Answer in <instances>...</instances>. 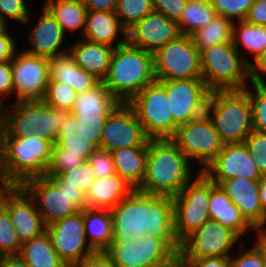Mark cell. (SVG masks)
Instances as JSON below:
<instances>
[{
    "label": "cell",
    "instance_id": "cell-39",
    "mask_svg": "<svg viewBox=\"0 0 266 267\" xmlns=\"http://www.w3.org/2000/svg\"><path fill=\"white\" fill-rule=\"evenodd\" d=\"M152 11V0H117L115 14L127 31Z\"/></svg>",
    "mask_w": 266,
    "mask_h": 267
},
{
    "label": "cell",
    "instance_id": "cell-21",
    "mask_svg": "<svg viewBox=\"0 0 266 267\" xmlns=\"http://www.w3.org/2000/svg\"><path fill=\"white\" fill-rule=\"evenodd\" d=\"M219 185L239 208L246 221L257 232H266V215L263 213L259 200V181L240 176L224 180Z\"/></svg>",
    "mask_w": 266,
    "mask_h": 267
},
{
    "label": "cell",
    "instance_id": "cell-36",
    "mask_svg": "<svg viewBox=\"0 0 266 267\" xmlns=\"http://www.w3.org/2000/svg\"><path fill=\"white\" fill-rule=\"evenodd\" d=\"M71 111L47 106L42 100H36V134L55 144L58 133L69 119Z\"/></svg>",
    "mask_w": 266,
    "mask_h": 267
},
{
    "label": "cell",
    "instance_id": "cell-54",
    "mask_svg": "<svg viewBox=\"0 0 266 267\" xmlns=\"http://www.w3.org/2000/svg\"><path fill=\"white\" fill-rule=\"evenodd\" d=\"M72 267H115L111 259L104 251H95L93 254L86 256L80 262L75 263Z\"/></svg>",
    "mask_w": 266,
    "mask_h": 267
},
{
    "label": "cell",
    "instance_id": "cell-27",
    "mask_svg": "<svg viewBox=\"0 0 266 267\" xmlns=\"http://www.w3.org/2000/svg\"><path fill=\"white\" fill-rule=\"evenodd\" d=\"M49 81L65 82L77 94L91 90L101 82L78 66L69 52L49 59Z\"/></svg>",
    "mask_w": 266,
    "mask_h": 267
},
{
    "label": "cell",
    "instance_id": "cell-4",
    "mask_svg": "<svg viewBox=\"0 0 266 267\" xmlns=\"http://www.w3.org/2000/svg\"><path fill=\"white\" fill-rule=\"evenodd\" d=\"M52 145L37 134L3 137L0 172L9 185H21L29 178L45 176Z\"/></svg>",
    "mask_w": 266,
    "mask_h": 267
},
{
    "label": "cell",
    "instance_id": "cell-49",
    "mask_svg": "<svg viewBox=\"0 0 266 267\" xmlns=\"http://www.w3.org/2000/svg\"><path fill=\"white\" fill-rule=\"evenodd\" d=\"M258 241L252 248L240 256L229 257V267H263L261 258V232H258Z\"/></svg>",
    "mask_w": 266,
    "mask_h": 267
},
{
    "label": "cell",
    "instance_id": "cell-26",
    "mask_svg": "<svg viewBox=\"0 0 266 267\" xmlns=\"http://www.w3.org/2000/svg\"><path fill=\"white\" fill-rule=\"evenodd\" d=\"M208 213L210 219L232 229L240 237L250 229L257 234V231L241 215L239 208L231 201L221 186L212 180Z\"/></svg>",
    "mask_w": 266,
    "mask_h": 267
},
{
    "label": "cell",
    "instance_id": "cell-14",
    "mask_svg": "<svg viewBox=\"0 0 266 267\" xmlns=\"http://www.w3.org/2000/svg\"><path fill=\"white\" fill-rule=\"evenodd\" d=\"M46 232L52 247L68 267L95 252L85 237L83 210L53 222Z\"/></svg>",
    "mask_w": 266,
    "mask_h": 267
},
{
    "label": "cell",
    "instance_id": "cell-51",
    "mask_svg": "<svg viewBox=\"0 0 266 267\" xmlns=\"http://www.w3.org/2000/svg\"><path fill=\"white\" fill-rule=\"evenodd\" d=\"M179 267H229V258L204 257L199 259H178Z\"/></svg>",
    "mask_w": 266,
    "mask_h": 267
},
{
    "label": "cell",
    "instance_id": "cell-22",
    "mask_svg": "<svg viewBox=\"0 0 266 267\" xmlns=\"http://www.w3.org/2000/svg\"><path fill=\"white\" fill-rule=\"evenodd\" d=\"M42 9L38 22L29 32L28 41L31 42L32 47L24 51L50 59L67 53L65 50H59L66 36L51 13L45 7Z\"/></svg>",
    "mask_w": 266,
    "mask_h": 267
},
{
    "label": "cell",
    "instance_id": "cell-37",
    "mask_svg": "<svg viewBox=\"0 0 266 267\" xmlns=\"http://www.w3.org/2000/svg\"><path fill=\"white\" fill-rule=\"evenodd\" d=\"M233 24L226 17L216 15L208 25L195 31L191 37L198 52L201 54L212 46L232 42Z\"/></svg>",
    "mask_w": 266,
    "mask_h": 267
},
{
    "label": "cell",
    "instance_id": "cell-24",
    "mask_svg": "<svg viewBox=\"0 0 266 267\" xmlns=\"http://www.w3.org/2000/svg\"><path fill=\"white\" fill-rule=\"evenodd\" d=\"M67 51L78 66L102 82L106 77L114 48L79 37L78 41Z\"/></svg>",
    "mask_w": 266,
    "mask_h": 267
},
{
    "label": "cell",
    "instance_id": "cell-2",
    "mask_svg": "<svg viewBox=\"0 0 266 267\" xmlns=\"http://www.w3.org/2000/svg\"><path fill=\"white\" fill-rule=\"evenodd\" d=\"M191 163L170 139H150L145 175L136 190L174 198L193 178Z\"/></svg>",
    "mask_w": 266,
    "mask_h": 267
},
{
    "label": "cell",
    "instance_id": "cell-20",
    "mask_svg": "<svg viewBox=\"0 0 266 267\" xmlns=\"http://www.w3.org/2000/svg\"><path fill=\"white\" fill-rule=\"evenodd\" d=\"M180 35L177 22L153 10L127 30L126 40L133 46L154 53Z\"/></svg>",
    "mask_w": 266,
    "mask_h": 267
},
{
    "label": "cell",
    "instance_id": "cell-42",
    "mask_svg": "<svg viewBox=\"0 0 266 267\" xmlns=\"http://www.w3.org/2000/svg\"><path fill=\"white\" fill-rule=\"evenodd\" d=\"M250 84L254 91L248 86L244 90L249 94L252 105L253 130L266 133V84Z\"/></svg>",
    "mask_w": 266,
    "mask_h": 267
},
{
    "label": "cell",
    "instance_id": "cell-48",
    "mask_svg": "<svg viewBox=\"0 0 266 267\" xmlns=\"http://www.w3.org/2000/svg\"><path fill=\"white\" fill-rule=\"evenodd\" d=\"M96 177H106L116 174L112 154L108 150L98 148L88 159Z\"/></svg>",
    "mask_w": 266,
    "mask_h": 267
},
{
    "label": "cell",
    "instance_id": "cell-19",
    "mask_svg": "<svg viewBox=\"0 0 266 267\" xmlns=\"http://www.w3.org/2000/svg\"><path fill=\"white\" fill-rule=\"evenodd\" d=\"M204 173L218 185L240 176L252 181L263 178L244 143L224 144Z\"/></svg>",
    "mask_w": 266,
    "mask_h": 267
},
{
    "label": "cell",
    "instance_id": "cell-60",
    "mask_svg": "<svg viewBox=\"0 0 266 267\" xmlns=\"http://www.w3.org/2000/svg\"><path fill=\"white\" fill-rule=\"evenodd\" d=\"M259 200L263 213L266 215V177L259 180Z\"/></svg>",
    "mask_w": 266,
    "mask_h": 267
},
{
    "label": "cell",
    "instance_id": "cell-23",
    "mask_svg": "<svg viewBox=\"0 0 266 267\" xmlns=\"http://www.w3.org/2000/svg\"><path fill=\"white\" fill-rule=\"evenodd\" d=\"M120 33L121 39H118ZM127 31L122 27L115 12L88 11L81 37L85 40L116 48L124 44ZM118 39V40H117Z\"/></svg>",
    "mask_w": 266,
    "mask_h": 267
},
{
    "label": "cell",
    "instance_id": "cell-55",
    "mask_svg": "<svg viewBox=\"0 0 266 267\" xmlns=\"http://www.w3.org/2000/svg\"><path fill=\"white\" fill-rule=\"evenodd\" d=\"M244 21L254 25L266 26V0H254Z\"/></svg>",
    "mask_w": 266,
    "mask_h": 267
},
{
    "label": "cell",
    "instance_id": "cell-45",
    "mask_svg": "<svg viewBox=\"0 0 266 267\" xmlns=\"http://www.w3.org/2000/svg\"><path fill=\"white\" fill-rule=\"evenodd\" d=\"M254 0H211L216 14L235 22L243 21Z\"/></svg>",
    "mask_w": 266,
    "mask_h": 267
},
{
    "label": "cell",
    "instance_id": "cell-53",
    "mask_svg": "<svg viewBox=\"0 0 266 267\" xmlns=\"http://www.w3.org/2000/svg\"><path fill=\"white\" fill-rule=\"evenodd\" d=\"M263 74V75H261ZM266 76V50L259 54L253 61L249 64V82L266 84L263 79Z\"/></svg>",
    "mask_w": 266,
    "mask_h": 267
},
{
    "label": "cell",
    "instance_id": "cell-64",
    "mask_svg": "<svg viewBox=\"0 0 266 267\" xmlns=\"http://www.w3.org/2000/svg\"><path fill=\"white\" fill-rule=\"evenodd\" d=\"M7 27V25L0 19V33Z\"/></svg>",
    "mask_w": 266,
    "mask_h": 267
},
{
    "label": "cell",
    "instance_id": "cell-38",
    "mask_svg": "<svg viewBox=\"0 0 266 267\" xmlns=\"http://www.w3.org/2000/svg\"><path fill=\"white\" fill-rule=\"evenodd\" d=\"M216 15L211 0H188L177 22L181 35L191 36L208 25Z\"/></svg>",
    "mask_w": 266,
    "mask_h": 267
},
{
    "label": "cell",
    "instance_id": "cell-5",
    "mask_svg": "<svg viewBox=\"0 0 266 267\" xmlns=\"http://www.w3.org/2000/svg\"><path fill=\"white\" fill-rule=\"evenodd\" d=\"M205 113L224 144L243 143L253 130L252 105L245 90L211 91Z\"/></svg>",
    "mask_w": 266,
    "mask_h": 267
},
{
    "label": "cell",
    "instance_id": "cell-13",
    "mask_svg": "<svg viewBox=\"0 0 266 267\" xmlns=\"http://www.w3.org/2000/svg\"><path fill=\"white\" fill-rule=\"evenodd\" d=\"M239 238L232 229L209 219L180 243L178 259L229 258V250L239 244Z\"/></svg>",
    "mask_w": 266,
    "mask_h": 267
},
{
    "label": "cell",
    "instance_id": "cell-43",
    "mask_svg": "<svg viewBox=\"0 0 266 267\" xmlns=\"http://www.w3.org/2000/svg\"><path fill=\"white\" fill-rule=\"evenodd\" d=\"M83 162L84 159L78 154L66 153L65 149L53 144L46 176H58L60 173L74 169Z\"/></svg>",
    "mask_w": 266,
    "mask_h": 267
},
{
    "label": "cell",
    "instance_id": "cell-30",
    "mask_svg": "<svg viewBox=\"0 0 266 267\" xmlns=\"http://www.w3.org/2000/svg\"><path fill=\"white\" fill-rule=\"evenodd\" d=\"M3 110V137H26L36 134V100L16 101Z\"/></svg>",
    "mask_w": 266,
    "mask_h": 267
},
{
    "label": "cell",
    "instance_id": "cell-29",
    "mask_svg": "<svg viewBox=\"0 0 266 267\" xmlns=\"http://www.w3.org/2000/svg\"><path fill=\"white\" fill-rule=\"evenodd\" d=\"M148 146L120 148L111 152L116 174L133 189H137L144 178Z\"/></svg>",
    "mask_w": 266,
    "mask_h": 267
},
{
    "label": "cell",
    "instance_id": "cell-1",
    "mask_svg": "<svg viewBox=\"0 0 266 267\" xmlns=\"http://www.w3.org/2000/svg\"><path fill=\"white\" fill-rule=\"evenodd\" d=\"M113 241L125 245L129 240L149 234L163 238L177 253L179 243L174 234L173 200L166 196L148 195L134 189L110 209Z\"/></svg>",
    "mask_w": 266,
    "mask_h": 267
},
{
    "label": "cell",
    "instance_id": "cell-9",
    "mask_svg": "<svg viewBox=\"0 0 266 267\" xmlns=\"http://www.w3.org/2000/svg\"><path fill=\"white\" fill-rule=\"evenodd\" d=\"M128 104L150 139H170L178 127L170 111L164 84L155 80L136 94Z\"/></svg>",
    "mask_w": 266,
    "mask_h": 267
},
{
    "label": "cell",
    "instance_id": "cell-3",
    "mask_svg": "<svg viewBox=\"0 0 266 267\" xmlns=\"http://www.w3.org/2000/svg\"><path fill=\"white\" fill-rule=\"evenodd\" d=\"M155 80L153 53L126 41L114 48L102 83L119 102L128 103Z\"/></svg>",
    "mask_w": 266,
    "mask_h": 267
},
{
    "label": "cell",
    "instance_id": "cell-57",
    "mask_svg": "<svg viewBox=\"0 0 266 267\" xmlns=\"http://www.w3.org/2000/svg\"><path fill=\"white\" fill-rule=\"evenodd\" d=\"M13 92L11 60L0 62V96H7Z\"/></svg>",
    "mask_w": 266,
    "mask_h": 267
},
{
    "label": "cell",
    "instance_id": "cell-32",
    "mask_svg": "<svg viewBox=\"0 0 266 267\" xmlns=\"http://www.w3.org/2000/svg\"><path fill=\"white\" fill-rule=\"evenodd\" d=\"M66 153L78 154L87 160L99 147L87 136L81 122L72 113L58 133L55 142Z\"/></svg>",
    "mask_w": 266,
    "mask_h": 267
},
{
    "label": "cell",
    "instance_id": "cell-46",
    "mask_svg": "<svg viewBox=\"0 0 266 267\" xmlns=\"http://www.w3.org/2000/svg\"><path fill=\"white\" fill-rule=\"evenodd\" d=\"M243 143L261 175L266 177V133L252 130Z\"/></svg>",
    "mask_w": 266,
    "mask_h": 267
},
{
    "label": "cell",
    "instance_id": "cell-47",
    "mask_svg": "<svg viewBox=\"0 0 266 267\" xmlns=\"http://www.w3.org/2000/svg\"><path fill=\"white\" fill-rule=\"evenodd\" d=\"M4 16L19 23H30L29 10L24 0H0V19L7 25Z\"/></svg>",
    "mask_w": 266,
    "mask_h": 267
},
{
    "label": "cell",
    "instance_id": "cell-62",
    "mask_svg": "<svg viewBox=\"0 0 266 267\" xmlns=\"http://www.w3.org/2000/svg\"><path fill=\"white\" fill-rule=\"evenodd\" d=\"M3 107L0 105V157L2 151V142H3V132H4V110Z\"/></svg>",
    "mask_w": 266,
    "mask_h": 267
},
{
    "label": "cell",
    "instance_id": "cell-33",
    "mask_svg": "<svg viewBox=\"0 0 266 267\" xmlns=\"http://www.w3.org/2000/svg\"><path fill=\"white\" fill-rule=\"evenodd\" d=\"M19 256L28 267H68L52 247L47 232L22 243Z\"/></svg>",
    "mask_w": 266,
    "mask_h": 267
},
{
    "label": "cell",
    "instance_id": "cell-6",
    "mask_svg": "<svg viewBox=\"0 0 266 267\" xmlns=\"http://www.w3.org/2000/svg\"><path fill=\"white\" fill-rule=\"evenodd\" d=\"M34 200L46 226L87 208L86 194L58 176H37L20 185Z\"/></svg>",
    "mask_w": 266,
    "mask_h": 267
},
{
    "label": "cell",
    "instance_id": "cell-41",
    "mask_svg": "<svg viewBox=\"0 0 266 267\" xmlns=\"http://www.w3.org/2000/svg\"><path fill=\"white\" fill-rule=\"evenodd\" d=\"M22 243L10 220L7 210L0 206V256L19 255Z\"/></svg>",
    "mask_w": 266,
    "mask_h": 267
},
{
    "label": "cell",
    "instance_id": "cell-35",
    "mask_svg": "<svg viewBox=\"0 0 266 267\" xmlns=\"http://www.w3.org/2000/svg\"><path fill=\"white\" fill-rule=\"evenodd\" d=\"M237 23V24H236ZM232 43L243 59L250 64L251 62L239 48L240 45L255 59L259 54L266 50V26L250 24L246 21H235L233 24ZM242 52V53H241Z\"/></svg>",
    "mask_w": 266,
    "mask_h": 267
},
{
    "label": "cell",
    "instance_id": "cell-17",
    "mask_svg": "<svg viewBox=\"0 0 266 267\" xmlns=\"http://www.w3.org/2000/svg\"><path fill=\"white\" fill-rule=\"evenodd\" d=\"M170 101V111L179 126L203 116L211 90L202 79L161 81Z\"/></svg>",
    "mask_w": 266,
    "mask_h": 267
},
{
    "label": "cell",
    "instance_id": "cell-12",
    "mask_svg": "<svg viewBox=\"0 0 266 267\" xmlns=\"http://www.w3.org/2000/svg\"><path fill=\"white\" fill-rule=\"evenodd\" d=\"M170 140L190 162L195 159L203 164L200 169L203 172L215 160L224 145L206 113L179 125Z\"/></svg>",
    "mask_w": 266,
    "mask_h": 267
},
{
    "label": "cell",
    "instance_id": "cell-52",
    "mask_svg": "<svg viewBox=\"0 0 266 267\" xmlns=\"http://www.w3.org/2000/svg\"><path fill=\"white\" fill-rule=\"evenodd\" d=\"M77 120L81 122V125L83 126L89 139H91L100 148V140L106 118Z\"/></svg>",
    "mask_w": 266,
    "mask_h": 267
},
{
    "label": "cell",
    "instance_id": "cell-63",
    "mask_svg": "<svg viewBox=\"0 0 266 267\" xmlns=\"http://www.w3.org/2000/svg\"><path fill=\"white\" fill-rule=\"evenodd\" d=\"M9 183L5 180L2 173L0 172V198L2 197L3 193L10 187Z\"/></svg>",
    "mask_w": 266,
    "mask_h": 267
},
{
    "label": "cell",
    "instance_id": "cell-10",
    "mask_svg": "<svg viewBox=\"0 0 266 267\" xmlns=\"http://www.w3.org/2000/svg\"><path fill=\"white\" fill-rule=\"evenodd\" d=\"M104 252L115 267L178 266V253L163 238L149 234L125 245H109Z\"/></svg>",
    "mask_w": 266,
    "mask_h": 267
},
{
    "label": "cell",
    "instance_id": "cell-7",
    "mask_svg": "<svg viewBox=\"0 0 266 267\" xmlns=\"http://www.w3.org/2000/svg\"><path fill=\"white\" fill-rule=\"evenodd\" d=\"M200 60L202 80L211 91L244 90L248 86L249 64L232 42L204 50Z\"/></svg>",
    "mask_w": 266,
    "mask_h": 267
},
{
    "label": "cell",
    "instance_id": "cell-40",
    "mask_svg": "<svg viewBox=\"0 0 266 267\" xmlns=\"http://www.w3.org/2000/svg\"><path fill=\"white\" fill-rule=\"evenodd\" d=\"M77 95L67 83L49 81L42 101L49 107L71 111Z\"/></svg>",
    "mask_w": 266,
    "mask_h": 267
},
{
    "label": "cell",
    "instance_id": "cell-56",
    "mask_svg": "<svg viewBox=\"0 0 266 267\" xmlns=\"http://www.w3.org/2000/svg\"><path fill=\"white\" fill-rule=\"evenodd\" d=\"M7 32V27L0 33V62L12 60L17 51L14 37Z\"/></svg>",
    "mask_w": 266,
    "mask_h": 267
},
{
    "label": "cell",
    "instance_id": "cell-16",
    "mask_svg": "<svg viewBox=\"0 0 266 267\" xmlns=\"http://www.w3.org/2000/svg\"><path fill=\"white\" fill-rule=\"evenodd\" d=\"M17 52L11 60L17 101L42 100L49 82V59L25 51Z\"/></svg>",
    "mask_w": 266,
    "mask_h": 267
},
{
    "label": "cell",
    "instance_id": "cell-44",
    "mask_svg": "<svg viewBox=\"0 0 266 267\" xmlns=\"http://www.w3.org/2000/svg\"><path fill=\"white\" fill-rule=\"evenodd\" d=\"M58 177L67 184V186L77 187L85 194L91 184L96 179V174L88 160L71 169L69 171L60 173Z\"/></svg>",
    "mask_w": 266,
    "mask_h": 267
},
{
    "label": "cell",
    "instance_id": "cell-28",
    "mask_svg": "<svg viewBox=\"0 0 266 267\" xmlns=\"http://www.w3.org/2000/svg\"><path fill=\"white\" fill-rule=\"evenodd\" d=\"M120 102L100 82L93 89L78 93L71 112L76 119L107 118Z\"/></svg>",
    "mask_w": 266,
    "mask_h": 267
},
{
    "label": "cell",
    "instance_id": "cell-25",
    "mask_svg": "<svg viewBox=\"0 0 266 267\" xmlns=\"http://www.w3.org/2000/svg\"><path fill=\"white\" fill-rule=\"evenodd\" d=\"M133 190L117 174L96 177L86 192L87 208L110 210L125 199Z\"/></svg>",
    "mask_w": 266,
    "mask_h": 267
},
{
    "label": "cell",
    "instance_id": "cell-8",
    "mask_svg": "<svg viewBox=\"0 0 266 267\" xmlns=\"http://www.w3.org/2000/svg\"><path fill=\"white\" fill-rule=\"evenodd\" d=\"M211 179L200 171L173 200L174 234L180 244L187 236L209 220L208 204Z\"/></svg>",
    "mask_w": 266,
    "mask_h": 267
},
{
    "label": "cell",
    "instance_id": "cell-34",
    "mask_svg": "<svg viewBox=\"0 0 266 267\" xmlns=\"http://www.w3.org/2000/svg\"><path fill=\"white\" fill-rule=\"evenodd\" d=\"M44 7L51 13L66 34L85 29L87 8L79 0H47Z\"/></svg>",
    "mask_w": 266,
    "mask_h": 267
},
{
    "label": "cell",
    "instance_id": "cell-58",
    "mask_svg": "<svg viewBox=\"0 0 266 267\" xmlns=\"http://www.w3.org/2000/svg\"><path fill=\"white\" fill-rule=\"evenodd\" d=\"M88 11L115 12L117 0H79Z\"/></svg>",
    "mask_w": 266,
    "mask_h": 267
},
{
    "label": "cell",
    "instance_id": "cell-18",
    "mask_svg": "<svg viewBox=\"0 0 266 267\" xmlns=\"http://www.w3.org/2000/svg\"><path fill=\"white\" fill-rule=\"evenodd\" d=\"M21 243L46 232V225L34 200L20 185H11L1 197Z\"/></svg>",
    "mask_w": 266,
    "mask_h": 267
},
{
    "label": "cell",
    "instance_id": "cell-50",
    "mask_svg": "<svg viewBox=\"0 0 266 267\" xmlns=\"http://www.w3.org/2000/svg\"><path fill=\"white\" fill-rule=\"evenodd\" d=\"M188 0H152L153 10L163 13L169 20L178 22Z\"/></svg>",
    "mask_w": 266,
    "mask_h": 267
},
{
    "label": "cell",
    "instance_id": "cell-11",
    "mask_svg": "<svg viewBox=\"0 0 266 267\" xmlns=\"http://www.w3.org/2000/svg\"><path fill=\"white\" fill-rule=\"evenodd\" d=\"M153 63L158 81L202 79L200 53L189 35H180L157 49Z\"/></svg>",
    "mask_w": 266,
    "mask_h": 267
},
{
    "label": "cell",
    "instance_id": "cell-59",
    "mask_svg": "<svg viewBox=\"0 0 266 267\" xmlns=\"http://www.w3.org/2000/svg\"><path fill=\"white\" fill-rule=\"evenodd\" d=\"M0 267H28L19 255L0 256Z\"/></svg>",
    "mask_w": 266,
    "mask_h": 267
},
{
    "label": "cell",
    "instance_id": "cell-15",
    "mask_svg": "<svg viewBox=\"0 0 266 267\" xmlns=\"http://www.w3.org/2000/svg\"><path fill=\"white\" fill-rule=\"evenodd\" d=\"M149 140L134 109L128 103L120 102L106 118L100 149L112 152L120 148L148 146Z\"/></svg>",
    "mask_w": 266,
    "mask_h": 267
},
{
    "label": "cell",
    "instance_id": "cell-61",
    "mask_svg": "<svg viewBox=\"0 0 266 267\" xmlns=\"http://www.w3.org/2000/svg\"><path fill=\"white\" fill-rule=\"evenodd\" d=\"M261 258L263 267H266V232H261Z\"/></svg>",
    "mask_w": 266,
    "mask_h": 267
},
{
    "label": "cell",
    "instance_id": "cell-31",
    "mask_svg": "<svg viewBox=\"0 0 266 267\" xmlns=\"http://www.w3.org/2000/svg\"><path fill=\"white\" fill-rule=\"evenodd\" d=\"M85 237L95 251H104L113 241L110 210L83 209ZM89 236V237H88Z\"/></svg>",
    "mask_w": 266,
    "mask_h": 267
}]
</instances>
